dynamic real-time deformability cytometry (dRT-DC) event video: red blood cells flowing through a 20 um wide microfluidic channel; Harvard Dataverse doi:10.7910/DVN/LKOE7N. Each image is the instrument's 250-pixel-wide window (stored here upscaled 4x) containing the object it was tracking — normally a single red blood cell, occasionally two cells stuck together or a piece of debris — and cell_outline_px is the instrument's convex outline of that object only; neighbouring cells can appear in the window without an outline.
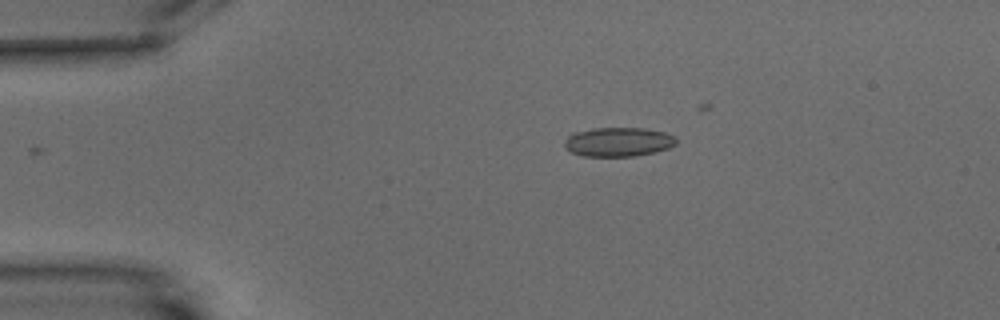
{"species": "common noctule bat (a hibernating species)", "species_latin": "Nyctalus noctula", "temperature_condition": "warm", "stored_images_in_passage": 14, "camera_frame_rate_fps": 3000, "um_per_image_px": 0.085, "animal": {"sex": "male", "body_mass_g": 15.6}, "frame": {"image": 1, "passage_image": 1, "time_ms": 0.0, "image_size_px": [1000, 320], "cell_outline_px": [[676, 144], [668, 148], [656, 152], [636, 156], [584, 156], [572, 152], [564, 148], [564, 144], [568, 136], [572, 132], [592, 128], [644, 128], [664, 132], [676, 136]], "centroid_in_image_um": [52.55, 12.06], "position_along_channel_um": 32.4, "area_um2": 19.13}}
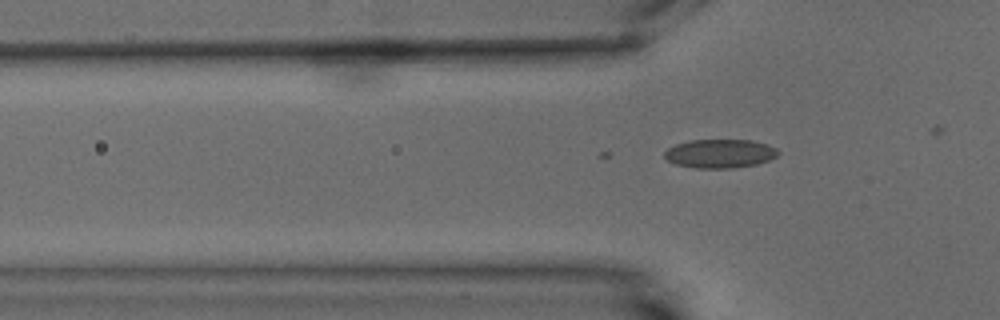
{"frame": {"image": 2, "passage_image": 8, "time_ms": 2.333, "image_size_px": [1000, 320], "cell_outline_px": [[780, 152], [776, 156], [768, 160], [756, 164], [732, 168], [696, 168], [676, 164], [668, 160], [664, 156], [664, 152], [668, 148], [676, 144], [692, 140], [752, 140], [768, 144], [776, 148]], "centroid_in_image_um": [61.2, 13.05], "position_along_channel_um": 64.6, "area_um2": 18.96}}